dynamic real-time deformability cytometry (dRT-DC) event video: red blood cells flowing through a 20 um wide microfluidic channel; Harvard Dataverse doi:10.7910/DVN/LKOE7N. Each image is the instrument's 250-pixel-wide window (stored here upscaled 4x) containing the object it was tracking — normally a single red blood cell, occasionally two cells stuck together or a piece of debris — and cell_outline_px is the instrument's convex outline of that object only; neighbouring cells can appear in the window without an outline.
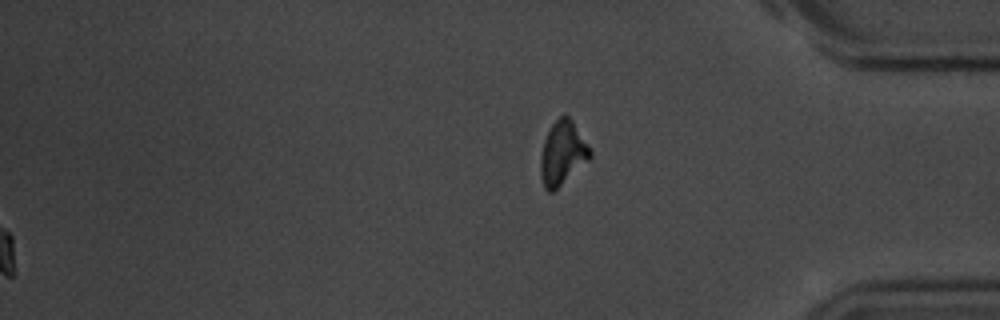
{"species": "common noctule bat (a hibernating species)", "species_latin": "Nyctalus noctula", "temperature_condition": "room temperature", "stored_images_in_passage": 54, "segment_of_instrument_passage": [2, 2], "camera_frame_rate_fps": 3000, "um_per_image_px": 0.085, "animal": {"sex": "male", "body_mass_g": 20.1, "forearm_length_mm": 53.5}, "frame": {"image": 1, "passage_image": 54, "time_ms": 17.667, "image_size_px": [1000, 320], "cell_outline_px": [[592, 156], [588, 160], [552, 192], [548, 192], [544, 188], [540, 176], [540, 156], [544, 140], [552, 124], [560, 116], [568, 116], [572, 120], [592, 152]], "centroid_in_image_um": [47.78, 13.03], "position_along_channel_um": 387.4, "area_um2": 18.03}}